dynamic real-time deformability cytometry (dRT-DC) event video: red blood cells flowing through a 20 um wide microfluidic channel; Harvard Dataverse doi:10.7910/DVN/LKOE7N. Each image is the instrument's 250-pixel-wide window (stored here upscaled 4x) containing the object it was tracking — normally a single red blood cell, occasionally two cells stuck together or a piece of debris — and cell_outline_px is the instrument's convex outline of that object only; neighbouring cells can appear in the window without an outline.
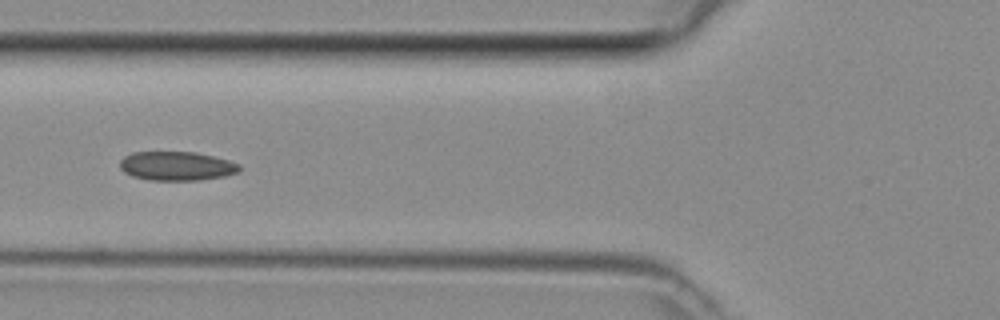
{"species": "common noctule bat (a hibernating species)", "species_latin": "Nyctalus noctula", "temperature_condition": "room temperature", "stored_images_in_passage": 6, "camera_frame_rate_fps": 3000, "um_per_image_px": 0.085, "animal": {"sex": "female", "body_mass_g": 29.2, "forearm_length_mm": 56.3}, "frame": {"image": 1, "passage_image": 6, "time_ms": 1.667, "image_size_px": [1000, 320], "cell_outline_px": [[240, 168], [236, 172], [224, 176], [200, 180], [148, 180], [132, 176], [124, 172], [120, 168], [120, 160], [124, 156], [132, 152], [196, 152], [228, 160], [240, 164]], "centroid_in_image_um": [14.98, 14.11], "position_along_channel_um": 110.8, "area_um2": 20.17}}